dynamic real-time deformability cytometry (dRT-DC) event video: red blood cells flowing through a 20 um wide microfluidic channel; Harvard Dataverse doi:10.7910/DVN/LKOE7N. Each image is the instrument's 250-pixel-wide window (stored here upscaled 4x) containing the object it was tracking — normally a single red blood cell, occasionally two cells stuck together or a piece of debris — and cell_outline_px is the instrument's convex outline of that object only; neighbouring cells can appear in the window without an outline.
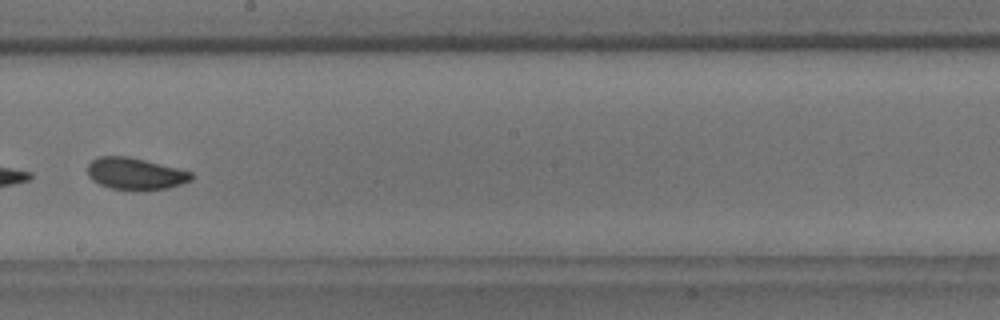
{"species": "common noctule bat (a hibernating species)", "species_latin": "Nyctalus noctula", "temperature_condition": "room temperature", "stored_images_in_passage": 6, "camera_frame_rate_fps": 3000, "um_per_image_px": 0.085, "animal": {"sex": "male", "body_mass_g": 18.8}, "frame": {"image": 1, "passage_image": 5, "time_ms": 5.0, "image_size_px": [1000, 320], "cell_outline_px": [[196, 176], [192, 180], [168, 188], [144, 192], [140, 192], [108, 188], [92, 180], [88, 176], [88, 164], [96, 156], [128, 156], [192, 172]], "centroid_in_image_um": [11.5, 14.79], "position_along_channel_um": 236.7, "area_um2": 19.71}}